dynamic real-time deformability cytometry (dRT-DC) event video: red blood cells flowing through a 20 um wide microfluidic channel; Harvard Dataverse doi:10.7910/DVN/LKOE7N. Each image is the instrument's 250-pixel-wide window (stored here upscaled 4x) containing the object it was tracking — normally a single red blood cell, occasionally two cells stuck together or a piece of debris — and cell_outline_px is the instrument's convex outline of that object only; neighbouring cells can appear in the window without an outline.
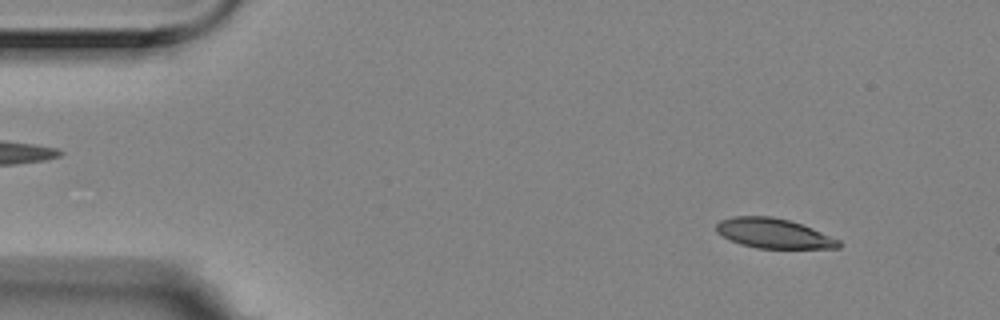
{"species": "Egyptian fruit bat (a non-hibernating species)", "species_latin": "Rousettus aegyptiacus", "temperature_condition": "room temperature", "stored_images_in_passage": 6, "camera_frame_rate_fps": 3000, "um_per_image_px": 0.085, "animal": {"sex": "female"}, "frame": {"image": 1, "passage_image": 1, "time_ms": 0.0, "image_size_px": [1000, 320], "cell_outline_px": [[840, 248], [756, 248], [740, 244], [728, 240], [716, 232], [716, 224], [720, 220], [732, 216], [772, 216], [788, 220], [812, 228], [840, 240]], "centroid_in_image_um": [65.71, 19.83], "position_along_channel_um": 19.3, "area_um2": 21.27}}
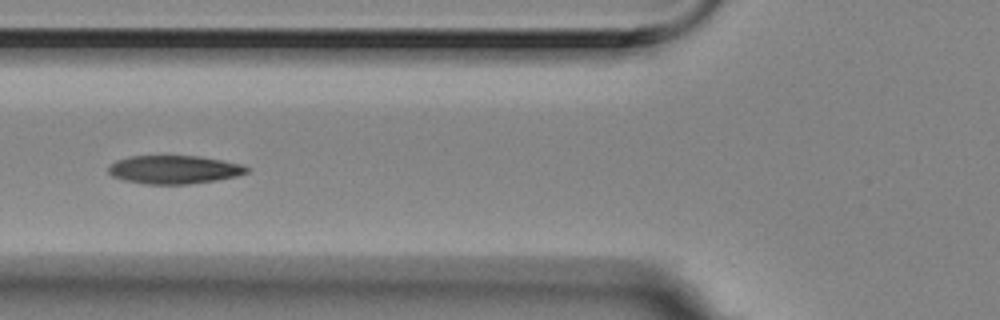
{"frame": {"image": 2, "passage_image": 5, "time_ms": 1.333, "image_size_px": [1000, 320], "cell_outline_px": [[248, 172], [236, 176], [216, 180], [188, 184], [144, 184], [124, 180], [112, 176], [108, 172], [108, 164], [116, 160], [128, 156], [200, 156], [240, 164], [248, 168]], "centroid_in_image_um": [14.73, 14.41], "position_along_channel_um": 111.1, "area_um2": 22.83}}
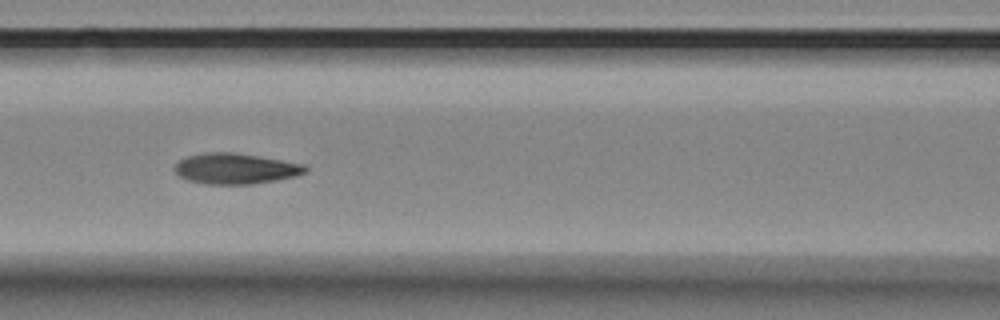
{"frame": {"image": 3, "passage_image": 6, "time_ms": 1.667, "image_size_px": [1000, 320], "cell_outline_px": [[308, 172], [296, 176], [276, 180], [252, 184], [204, 184], [188, 180], [180, 176], [172, 168], [180, 160], [188, 156], [208, 152], [236, 152], [260, 156], [304, 164], [308, 168]], "centroid_in_image_um": [20.04, 14.33], "position_along_channel_um": 146.6, "area_um2": 23.47}}